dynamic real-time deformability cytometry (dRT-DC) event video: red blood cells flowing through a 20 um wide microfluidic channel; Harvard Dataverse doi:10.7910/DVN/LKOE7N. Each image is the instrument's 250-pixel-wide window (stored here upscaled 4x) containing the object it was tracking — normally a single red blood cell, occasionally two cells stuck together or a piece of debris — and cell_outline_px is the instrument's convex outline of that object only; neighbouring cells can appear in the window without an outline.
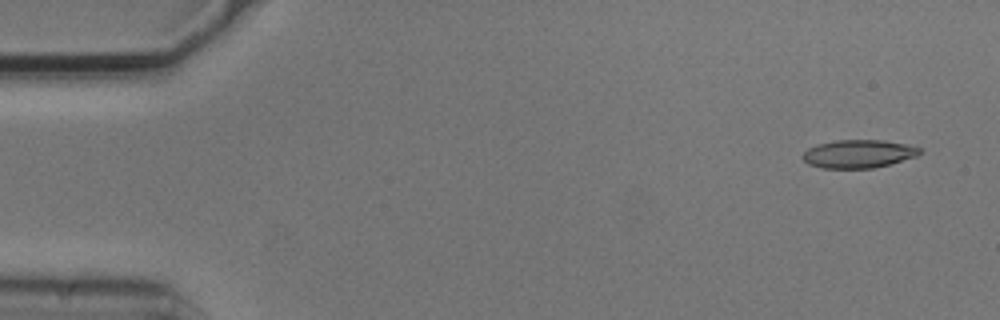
{"species": "common noctule bat (a hibernating species)", "species_latin": "Nyctalus noctula", "temperature_condition": "cold", "stored_images_in_passage": 7, "camera_frame_rate_fps": 3000, "um_per_image_px": 0.085, "animal": {"sex": "male", "body_mass_g": 20.5, "forearm_length_mm": 52.5}, "frame": {"image": 1, "passage_image": 1, "time_ms": 0.0, "image_size_px": [1000, 320], "cell_outline_px": [[920, 152], [916, 156], [888, 164], [872, 168], [820, 168], [808, 164], [800, 156], [808, 148], [816, 144], [836, 140], [884, 140], [904, 144], [920, 148]], "centroid_in_image_um": [72.89, 13.07], "position_along_channel_um": 12.1, "area_um2": 19.07}}
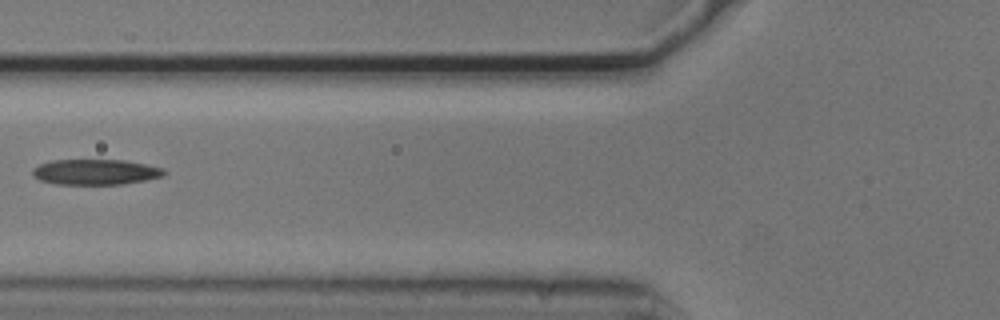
{"frame": {"image": 2, "passage_image": 6, "time_ms": 1.667, "image_size_px": [1000, 320], "cell_outline_px": [[168, 172], [164, 176], [148, 180], [124, 184], [56, 184], [40, 180], [32, 176], [32, 168], [40, 164], [52, 160], [124, 160], [164, 168]], "centroid_in_image_um": [8.14, 14.62], "position_along_channel_um": 117.7, "area_um2": 19.71}}
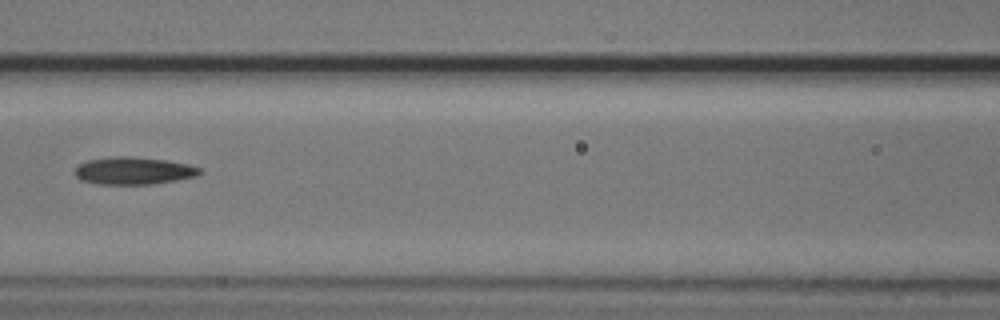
{"frame": {"image": 3, "passage_image": 7, "time_ms": 2.0, "image_size_px": [1000, 320], "cell_outline_px": [[204, 172], [196, 176], [176, 180], [152, 184], [100, 184], [80, 180], [76, 176], [76, 168], [80, 164], [88, 160], [112, 156], [132, 156], [168, 160], [188, 164], [200, 168]], "centroid_in_image_um": [11.39, 14.5], "position_along_channel_um": 155.2, "area_um2": 20.0}}